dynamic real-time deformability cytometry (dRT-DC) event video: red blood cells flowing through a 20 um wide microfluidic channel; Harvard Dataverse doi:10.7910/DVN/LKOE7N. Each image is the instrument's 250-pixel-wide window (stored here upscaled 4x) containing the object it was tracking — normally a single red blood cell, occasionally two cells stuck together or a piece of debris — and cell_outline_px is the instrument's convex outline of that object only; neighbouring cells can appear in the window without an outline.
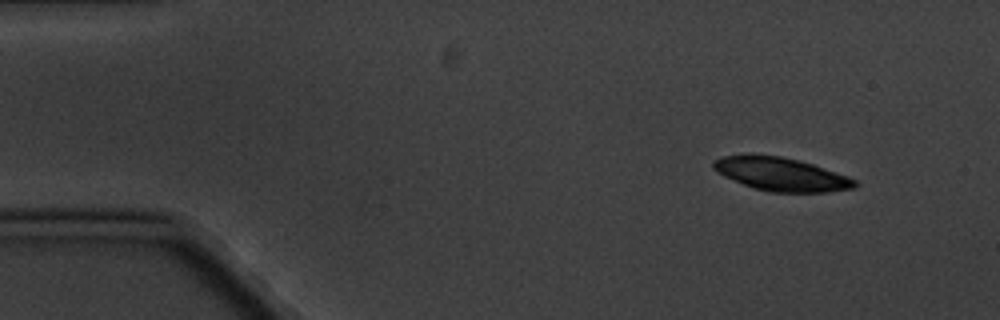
{"species": "common noctule bat (a hibernating species)", "species_latin": "Nyctalus noctula", "temperature_condition": "cold", "stored_images_in_passage": 4, "camera_frame_rate_fps": 3000, "um_per_image_px": 0.085, "animal": {"sex": "male", "body_mass_g": 20.1, "forearm_length_mm": 53.5}, "frame": {"image": 1, "passage_image": 1, "time_ms": 0.0, "image_size_px": [1000, 320], "cell_outline_px": [[860, 184], [856, 188], [828, 192], [768, 192], [744, 184], [724, 176], [712, 168], [712, 160], [724, 156], [780, 156], [800, 160], [848, 176], [856, 180]], "centroid_in_image_um": [66.46, 14.83], "position_along_channel_um": 18.5, "area_um2": 27.11}}